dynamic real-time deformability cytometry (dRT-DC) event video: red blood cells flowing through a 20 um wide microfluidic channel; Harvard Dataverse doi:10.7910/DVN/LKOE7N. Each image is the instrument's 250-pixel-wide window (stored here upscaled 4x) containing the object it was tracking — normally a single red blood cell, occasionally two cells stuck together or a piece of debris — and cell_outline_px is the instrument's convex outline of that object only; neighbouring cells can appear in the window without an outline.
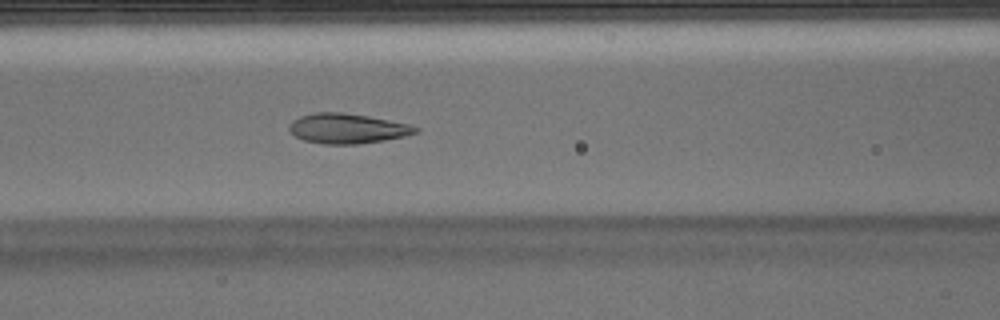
{"species": "Egyptian fruit bat (a non-hibernating species)", "species_latin": "Rousettus aegyptiacus", "temperature_condition": "warm", "stored_images_in_passage": 51, "camera_frame_rate_fps": 3000, "um_per_image_px": 0.085, "animal": {"sex": "male"}, "frame": {"image": 1, "passage_image": 21, "time_ms": 6.667, "image_size_px": [1000, 320], "cell_outline_px": [[420, 128], [416, 132], [404, 136], [384, 140], [356, 144], [324, 144], [304, 140], [296, 136], [288, 128], [292, 120], [300, 116], [316, 112], [340, 112], [368, 116], [408, 124]], "centroid_in_image_um": [29.5, 10.92], "position_along_channel_um": 137.1, "area_um2": 21.79}}
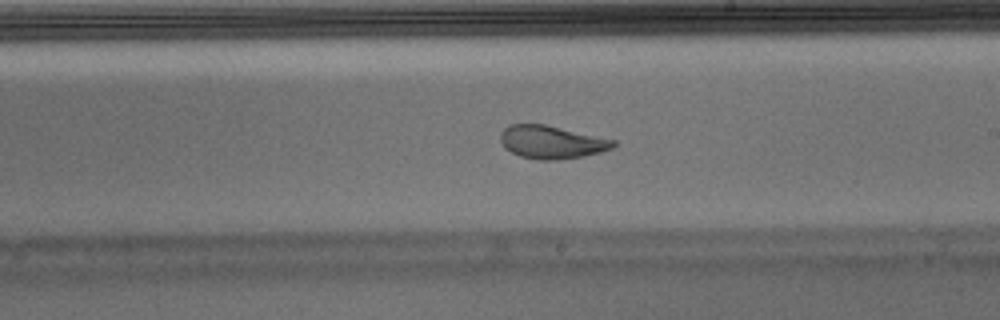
{"frame": {"image": 2, "passage_image": 29, "time_ms": 9.333, "image_size_px": [1000, 320], "cell_outline_px": [[616, 144], [612, 148], [600, 152], [584, 156], [556, 160], [536, 160], [520, 156], [504, 148], [500, 140], [500, 132], [508, 124], [544, 124], [616, 140]], "centroid_in_image_um": [46.86, 12.08], "position_along_channel_um": 242.1, "area_um2": 21.79}}
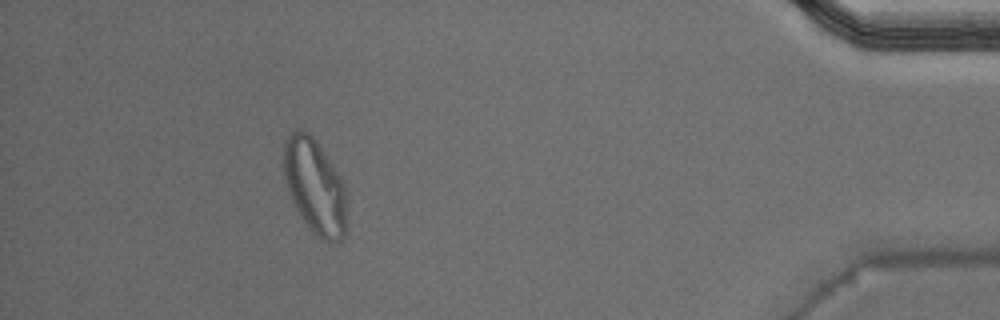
{"frame": {"image": 3, "passage_image": 46, "time_ms": 15.0, "image_size_px": [1000, 320], "cell_outline_px": [[344, 236], [340, 244], [320, 240], [308, 228], [296, 208], [284, 180], [284, 144], [288, 136], [296, 128], [300, 128], [308, 132], [316, 140], [340, 176], [344, 184]], "centroid_in_image_um": [26.74, 15.85], "position_along_channel_um": 408.5, "area_um2": 34.56}, "authors_computed_cell_mechanics": {"area_um2": 22.7732, "velocity_mm_per_s": 3.9429, "shape_relaxation_time_tau1_ms": 9.8086, "shape_relaxation_time_tau2_ms": null, "deformation_change_tau1": 0.3186, "deformation_change_tau2": null}}